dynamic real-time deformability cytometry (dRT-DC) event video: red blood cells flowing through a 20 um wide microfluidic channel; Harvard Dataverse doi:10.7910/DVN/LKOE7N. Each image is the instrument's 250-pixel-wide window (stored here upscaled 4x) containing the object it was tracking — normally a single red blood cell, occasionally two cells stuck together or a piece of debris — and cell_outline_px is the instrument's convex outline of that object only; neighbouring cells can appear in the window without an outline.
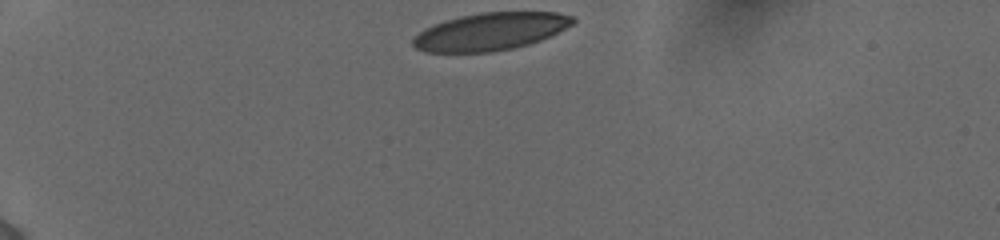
{"species": "human", "species_latin": "Homo sapiens", "temperature_condition": "cold", "stored_images_in_passage": 35, "camera_frame_rate_fps": 3000, "um_per_image_px": 0.085, "donor": {"sex": "female"}, "frame": {"image": 1, "passage_image": 1, "time_ms": 0.0, "image_size_px": [1000, 240], "cell_outline_px": [[576, 20], [572, 24], [540, 40], [528, 44], [512, 48], [492, 52], [424, 52], [416, 48], [412, 44], [412, 40], [424, 28], [444, 20], [460, 16], [480, 12], [556, 12], [572, 16]], "centroid_in_image_um": [41.64, 2.68], "position_along_channel_um": 43.4, "area_um2": 34.74}}
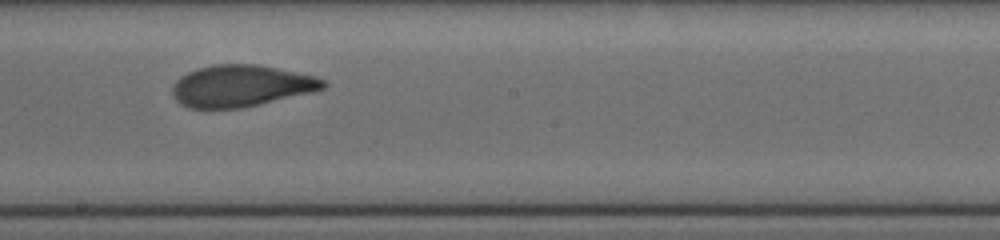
{"frame": {"image": 2, "passage_image": 20, "time_ms": 6.333, "image_size_px": [1000, 240], "cell_outline_px": [[328, 84], [324, 88], [312, 92], [240, 108], [188, 108], [180, 104], [172, 96], [172, 84], [180, 76], [188, 72], [212, 64], [256, 64], [316, 76], [328, 80]], "centroid_in_image_um": [20.48, 7.3], "position_along_channel_um": 227.7, "area_um2": 36.65}}
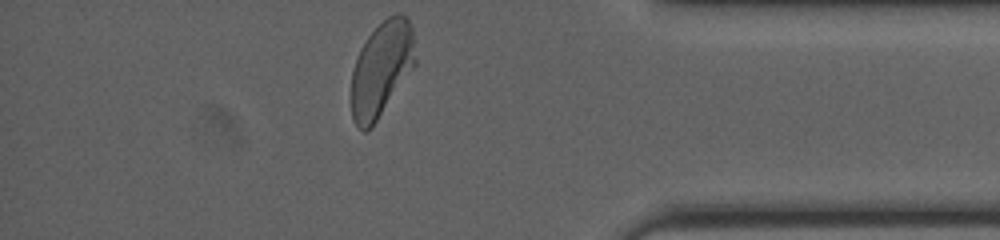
{"frame": {"image": 3, "passage_image": 35, "time_ms": 11.333, "image_size_px": [1000, 240], "cell_outline_px": [[416, 64], [372, 128], [364, 132], [356, 124], [352, 116], [352, 72], [360, 48], [368, 36], [388, 16], [396, 12], [400, 12], [408, 20], [412, 28], [416, 60]], "centroid_in_image_um": [32.44, 5.86], "position_along_channel_um": 402.8, "area_um2": 35.2}, "authors_computed_cell_mechanics": {"area_um2": 37.1076, "velocity_mm_per_s": 3.8679, "shape_relaxation_time_tau1_ms": 3.6846, "shape_relaxation_time_tau2_ms": 1.031, "deformation_change_tau1": 0.1604, "deformation_change_tau2": 0.0676}}